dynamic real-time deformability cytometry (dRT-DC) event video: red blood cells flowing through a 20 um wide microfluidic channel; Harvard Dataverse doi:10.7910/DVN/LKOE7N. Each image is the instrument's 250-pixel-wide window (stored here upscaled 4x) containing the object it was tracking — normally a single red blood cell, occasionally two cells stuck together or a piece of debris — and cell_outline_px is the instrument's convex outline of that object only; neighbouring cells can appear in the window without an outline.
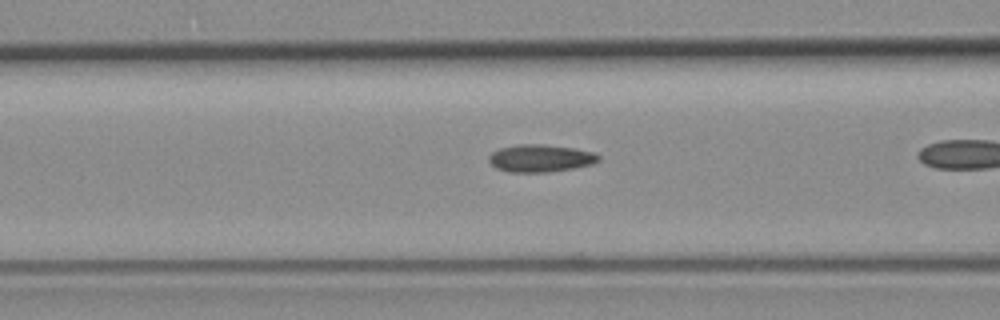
{"species": "common noctule bat (a hibernating species)", "species_latin": "Nyctalus noctula", "temperature_condition": "room temperature", "stored_images_in_passage": 28, "camera_frame_rate_fps": 3000, "um_per_image_px": 0.085, "animal": {"sex": "female", "body_mass_g": 19.3, "forearm_length_mm": 54.1}, "frame": {"image": 1, "passage_image": 18, "time_ms": 5.667, "image_size_px": [1000, 320], "cell_outline_px": [[600, 160], [592, 164], [572, 168], [548, 172], [508, 172], [496, 168], [488, 160], [488, 156], [492, 152], [500, 148], [520, 144], [544, 144], [572, 148], [596, 152], [600, 156]], "centroid_in_image_um": [45.94, 13.45], "position_along_channel_um": 120.7, "area_um2": 17.57}}
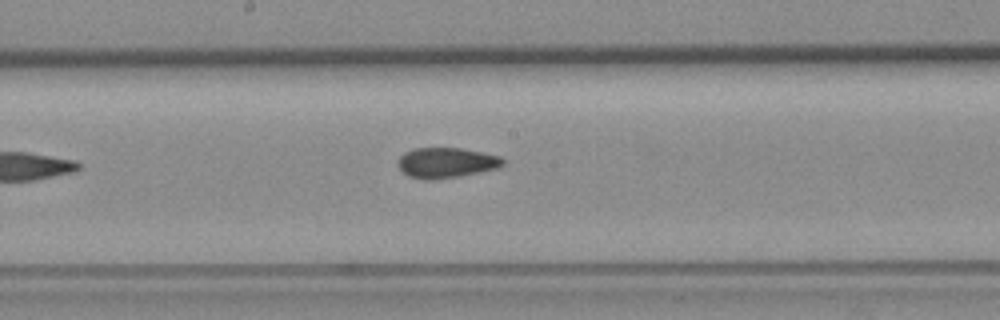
{"frame": {"image": 2, "passage_image": 28, "time_ms": 9.0, "image_size_px": [1000, 320], "cell_outline_px": [[504, 164], [496, 168], [480, 172], [460, 176], [436, 180], [424, 180], [408, 176], [396, 164], [400, 156], [404, 152], [416, 148], [460, 148], [500, 156], [504, 160]], "centroid_in_image_um": [37.9, 13.84], "position_along_channel_um": 210.3, "area_um2": 18.55}}